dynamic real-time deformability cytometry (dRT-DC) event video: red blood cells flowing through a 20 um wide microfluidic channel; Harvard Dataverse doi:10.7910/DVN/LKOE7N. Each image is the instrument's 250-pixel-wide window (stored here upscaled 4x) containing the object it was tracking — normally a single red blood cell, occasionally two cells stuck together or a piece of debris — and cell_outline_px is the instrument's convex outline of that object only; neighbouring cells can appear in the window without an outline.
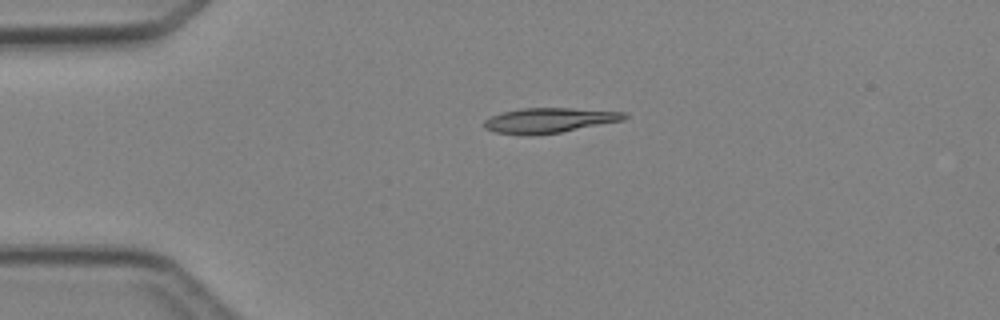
{"species": "Egyptian fruit bat (a non-hibernating species)", "species_latin": "Rousettus aegyptiacus", "temperature_condition": "cold", "stored_images_in_passage": 4, "camera_frame_rate_fps": 3000, "um_per_image_px": 0.085, "animal": {"sex": "female"}, "frame": {"image": 1, "passage_image": 3, "time_ms": 3.333, "image_size_px": [1000, 320], "cell_outline_px": [[628, 116], [624, 120], [560, 132], [528, 136], [496, 132], [484, 128], [484, 120], [492, 116], [504, 112], [524, 108], [568, 108], [628, 112]], "centroid_in_image_um": [46.7, 10.23], "position_along_channel_um": 38.3, "area_um2": 20.29}}